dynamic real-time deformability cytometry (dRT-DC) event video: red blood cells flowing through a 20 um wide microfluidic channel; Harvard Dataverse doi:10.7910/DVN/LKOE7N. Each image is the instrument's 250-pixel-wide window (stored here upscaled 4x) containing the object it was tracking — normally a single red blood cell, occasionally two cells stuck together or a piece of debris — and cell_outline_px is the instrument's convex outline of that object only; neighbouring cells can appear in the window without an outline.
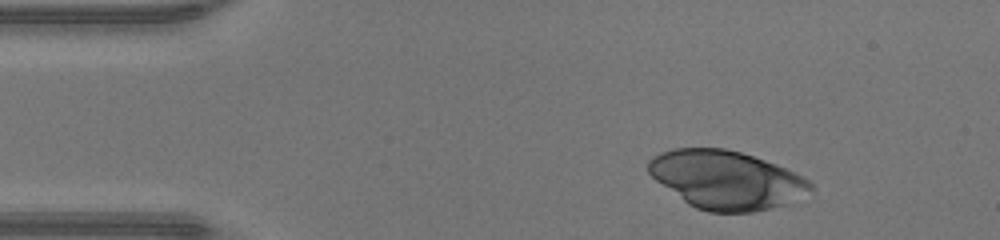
{"species": "human", "species_latin": "Homo sapiens", "temperature_condition": "warm", "stored_images_in_passage": 41, "camera_frame_rate_fps": 3000, "um_per_image_px": 0.085, "donor": {"sex": "male"}, "frame": {"image": 1, "passage_image": 1, "time_ms": 0.0, "image_size_px": [1000, 240], "cell_outline_px": [[812, 188], [792, 204], [752, 212], [708, 212], [696, 208], [688, 204], [656, 180], [648, 172], [648, 160], [652, 156], [660, 152], [672, 148], [724, 148], [740, 152], [776, 164], [808, 180], [812, 184]], "centroid_in_image_um": [61.71, 15.29], "position_along_channel_um": 23.3, "area_um2": 54.97}}
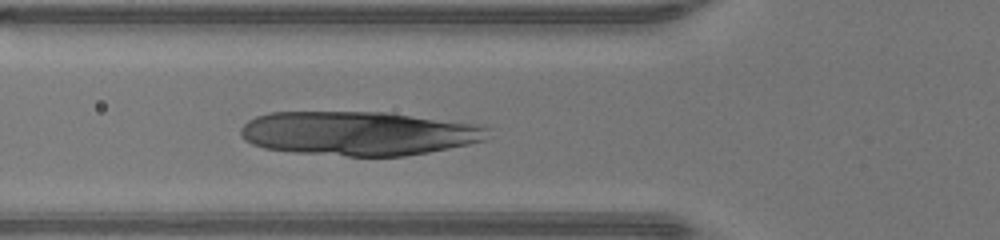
{"frame": {"image": 2, "passage_image": 11, "time_ms": 3.333, "image_size_px": [1000, 240], "cell_outline_px": [[492, 128], [484, 140], [468, 144], [428, 152], [404, 156], [348, 156], [292, 152], [264, 148], [252, 144], [244, 140], [240, 136], [240, 128], [248, 120], [256, 116], [268, 112], [388, 112], [472, 124]], "centroid_in_image_um": [30.41, 11.33], "position_along_channel_um": 95.4, "area_um2": 63.46}}